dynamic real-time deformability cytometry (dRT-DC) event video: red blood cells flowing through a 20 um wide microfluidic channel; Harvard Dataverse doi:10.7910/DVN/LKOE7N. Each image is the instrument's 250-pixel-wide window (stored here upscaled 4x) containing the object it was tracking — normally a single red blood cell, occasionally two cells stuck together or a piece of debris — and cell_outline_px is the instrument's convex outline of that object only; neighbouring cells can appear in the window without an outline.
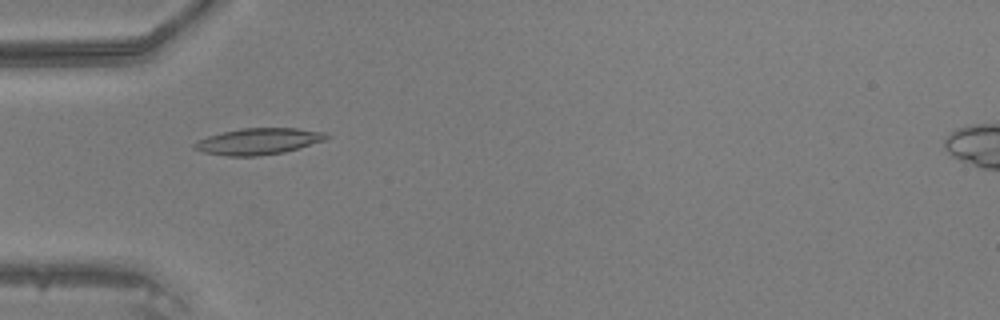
{"species": "common noctule bat (a hibernating species)", "species_latin": "Nyctalus noctula", "temperature_condition": "warm", "stored_images_in_passage": 33, "camera_frame_rate_fps": 3000, "um_per_image_px": 0.085, "animal": {"sex": "male", "body_mass_g": 20.5, "forearm_length_mm": 52.5}, "frame": {"image": 1, "passage_image": 1, "time_ms": 0.0, "image_size_px": [1000, 320], "cell_outline_px": [[332, 136], [324, 140], [284, 152], [256, 156], [228, 156], [204, 152], [192, 148], [192, 144], [196, 140], [208, 136], [240, 128], [296, 128], [324, 132]], "centroid_in_image_um": [21.93, 12.01], "position_along_channel_um": 63.1, "area_um2": 20.17}}
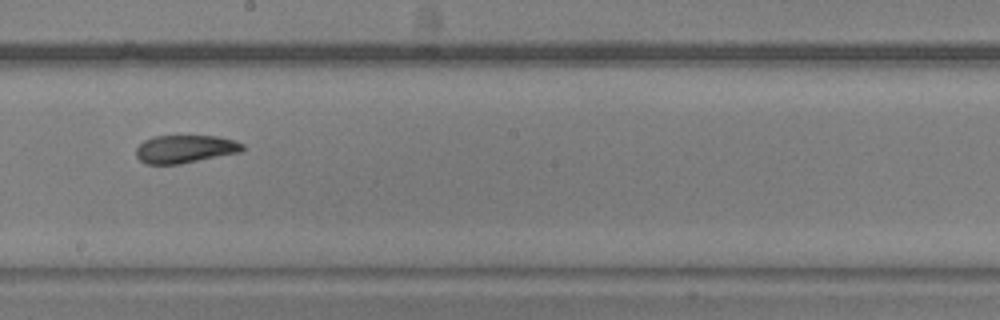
{"frame": {"image": 2, "passage_image": 13, "time_ms": 4.0, "image_size_px": [1000, 320], "cell_outline_px": [[244, 148], [240, 152], [180, 164], [144, 164], [136, 156], [136, 148], [144, 140], [152, 136], [216, 136], [232, 140], [244, 144]], "centroid_in_image_um": [15.69, 12.67], "position_along_channel_um": 232.5, "area_um2": 17.28}}
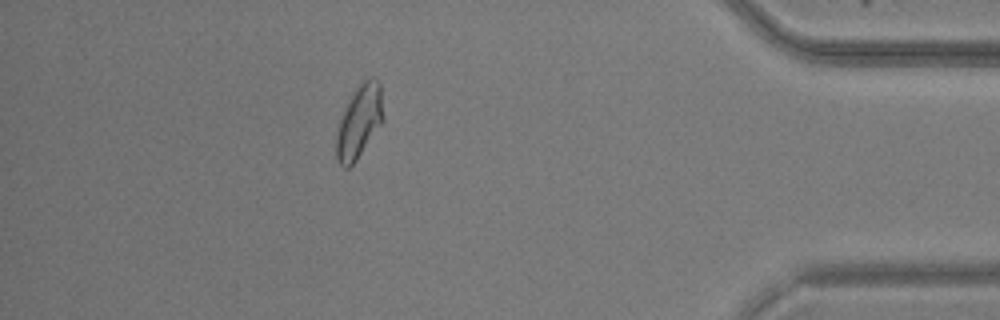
{"frame": {"image": 3, "passage_image": 28, "time_ms": 9.0, "image_size_px": [1000, 320], "cell_outline_px": [[384, 120], [356, 160], [348, 168], [344, 168], [336, 160], [336, 136], [340, 120], [348, 96], [368, 76], [372, 76], [380, 80], [384, 116]], "centroid_in_image_um": [30.54, 10.28], "position_along_channel_um": 404.7, "area_um2": 20.23}}